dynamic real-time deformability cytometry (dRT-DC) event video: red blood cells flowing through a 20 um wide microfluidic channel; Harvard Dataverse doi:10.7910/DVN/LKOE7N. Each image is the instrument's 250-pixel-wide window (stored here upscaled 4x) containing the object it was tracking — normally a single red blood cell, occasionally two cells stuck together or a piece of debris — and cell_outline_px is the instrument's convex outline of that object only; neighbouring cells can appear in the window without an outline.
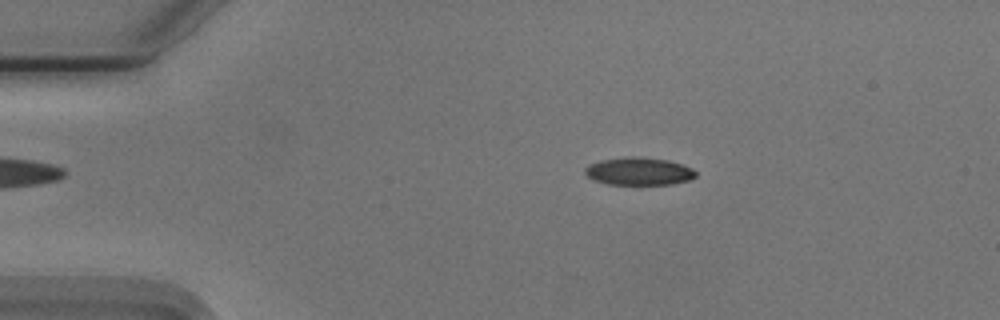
{"species": "Egyptian fruit bat (a non-hibernating species)", "species_latin": "Rousettus aegyptiacus", "temperature_condition": "cold", "stored_images_in_passage": 54, "camera_frame_rate_fps": 3000, "um_per_image_px": 0.085, "animal": {"sex": "male"}, "frame": {"image": 1, "passage_image": 10, "time_ms": 3.0, "image_size_px": [1000, 320], "cell_outline_px": [[696, 176], [692, 180], [672, 184], [608, 184], [596, 180], [588, 176], [584, 172], [584, 168], [592, 164], [604, 160], [632, 156], [668, 160], [684, 164], [692, 168], [696, 172]], "centroid_in_image_um": [54.38, 14.57], "position_along_channel_um": 30.6, "area_um2": 17.69}}
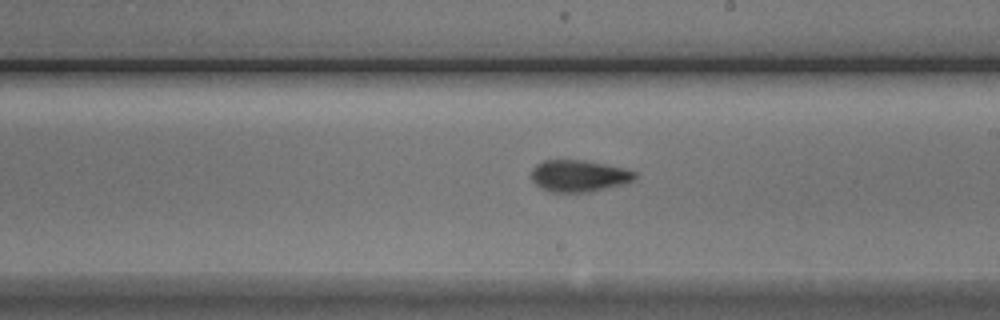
{"frame": {"image": 2, "passage_image": 31, "time_ms": 10.0, "image_size_px": [1000, 320], "cell_outline_px": [[636, 180], [624, 184], [592, 192], [552, 192], [540, 188], [532, 180], [532, 168], [536, 164], [544, 160], [584, 160], [624, 168], [636, 172]], "centroid_in_image_um": [49.22, 14.96], "position_along_channel_um": 239.8, "area_um2": 19.31}}
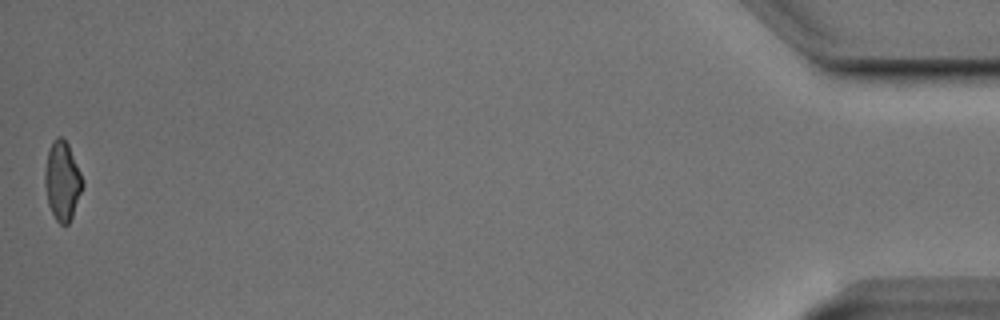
{"frame": {"image": 3, "passage_image": 54, "time_ms": 17.667, "image_size_px": [1000, 320], "cell_outline_px": [[84, 184], [72, 216], [68, 224], [60, 224], [56, 220], [48, 204], [44, 184], [44, 172], [48, 152], [52, 140], [56, 136], [60, 136], [68, 144], [80, 172]], "centroid_in_image_um": [5.28, 15.37], "position_along_channel_um": 429.9, "area_um2": 17.17}, "authors_computed_cell_mechanics": {"area_um2": 18.1492, "velocity_mm_per_s": 3.7478, "shape_relaxation_time_tau1_ms": 2.1931, "shape_relaxation_time_tau2_ms": 2.415, "deformation_change_tau1": 0.1299, "deformation_change_tau2": 0.097}}